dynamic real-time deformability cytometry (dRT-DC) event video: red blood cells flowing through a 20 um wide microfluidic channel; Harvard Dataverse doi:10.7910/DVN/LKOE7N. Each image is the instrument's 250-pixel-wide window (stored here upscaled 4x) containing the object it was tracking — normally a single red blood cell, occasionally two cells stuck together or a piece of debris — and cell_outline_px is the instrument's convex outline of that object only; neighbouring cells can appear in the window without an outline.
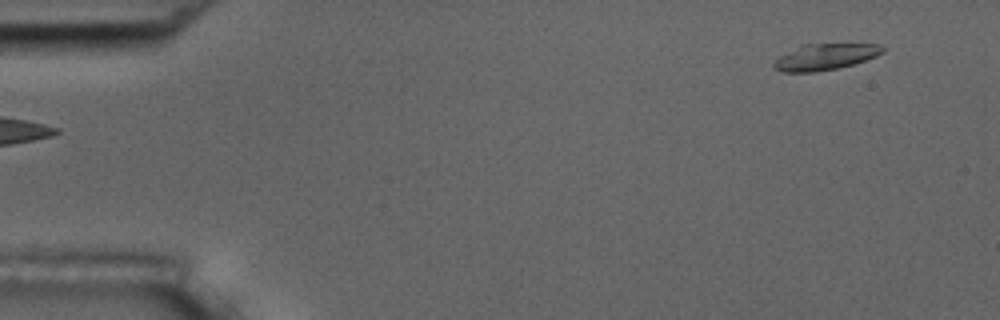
{"species": "common noctule bat (a hibernating species)", "species_latin": "Nyctalus noctula", "temperature_condition": "room temperature", "stored_images_in_passage": 2, "camera_frame_rate_fps": 3000, "um_per_image_px": 0.085, "animal": {"sex": "male", "body_mass_g": 17.5, "forearm_length_mm": 52.3}, "frame": {"image": 1, "passage_image": 2, "time_ms": 1.0, "image_size_px": [1000, 320], "cell_outline_px": [[884, 52], [876, 56], [852, 64], [836, 68], [816, 72], [784, 72], [772, 68], [772, 64], [780, 56], [800, 44], [876, 44], [884, 48]], "centroid_in_image_um": [70.09, 4.83], "position_along_channel_um": 14.9, "area_um2": 16.47}}